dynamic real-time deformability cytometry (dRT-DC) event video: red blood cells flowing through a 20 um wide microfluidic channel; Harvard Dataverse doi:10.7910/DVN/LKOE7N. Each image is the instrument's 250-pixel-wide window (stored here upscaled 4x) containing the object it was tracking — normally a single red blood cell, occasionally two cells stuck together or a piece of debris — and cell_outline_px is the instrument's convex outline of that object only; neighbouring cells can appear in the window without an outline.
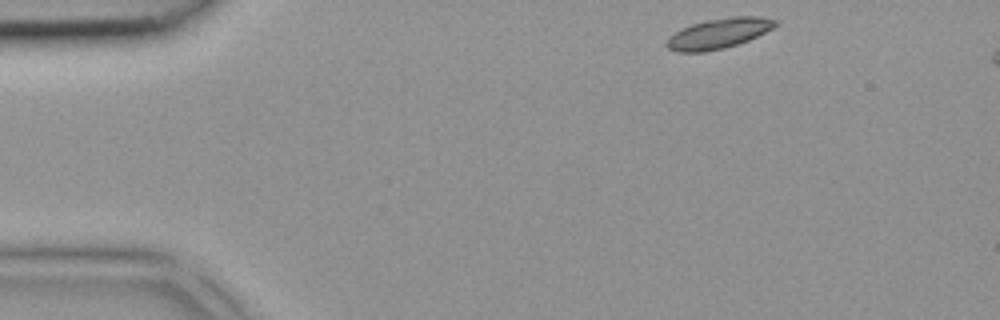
{"species": "common noctule bat (a hibernating species)", "species_latin": "Nyctalus noctula", "temperature_condition": "room temperature", "stored_images_in_passage": 3, "camera_frame_rate_fps": 3000, "um_per_image_px": 0.085, "animal": {"sex": "female", "body_mass_g": 18.4}, "frame": {"image": 1, "passage_image": 1, "time_ms": 0.0, "image_size_px": [1000, 320], "cell_outline_px": [[776, 24], [772, 28], [748, 40], [724, 48], [704, 52], [676, 52], [668, 48], [664, 44], [668, 36], [692, 24], [704, 20], [732, 16], [760, 16], [776, 20]], "centroid_in_image_um": [61.03, 2.84], "position_along_channel_um": 24.0, "area_um2": 19.02}}